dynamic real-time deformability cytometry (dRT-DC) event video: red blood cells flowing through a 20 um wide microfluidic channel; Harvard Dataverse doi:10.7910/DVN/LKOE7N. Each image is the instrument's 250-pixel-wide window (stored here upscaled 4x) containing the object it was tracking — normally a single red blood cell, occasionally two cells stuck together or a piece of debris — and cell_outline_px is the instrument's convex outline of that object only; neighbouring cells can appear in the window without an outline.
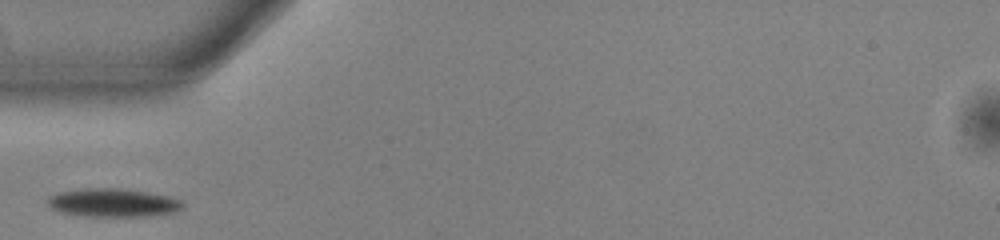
{"species": "common noctule bat (a hibernating species)", "species_latin": "Nyctalus noctula", "temperature_condition": "warm", "stored_images_in_passage": 5, "camera_frame_rate_fps": 3000, "um_per_image_px": 0.085, "animal": {"sex": "male", "body_mass_g": 13.0, "forearm_length_mm": 53.1}, "frame": {"image": 1, "passage_image": 1, "time_ms": 0.0, "image_size_px": [1000, 240], "cell_outline_px": [[184, 208], [176, 212], [152, 216], [84, 216], [60, 212], [52, 208], [48, 204], [48, 196], [60, 192], [88, 188], [120, 188], [148, 192], [168, 196], [180, 200], [184, 204]], "centroid_in_image_um": [9.65, 17.23], "position_along_channel_um": 75.4, "area_um2": 22.37}}